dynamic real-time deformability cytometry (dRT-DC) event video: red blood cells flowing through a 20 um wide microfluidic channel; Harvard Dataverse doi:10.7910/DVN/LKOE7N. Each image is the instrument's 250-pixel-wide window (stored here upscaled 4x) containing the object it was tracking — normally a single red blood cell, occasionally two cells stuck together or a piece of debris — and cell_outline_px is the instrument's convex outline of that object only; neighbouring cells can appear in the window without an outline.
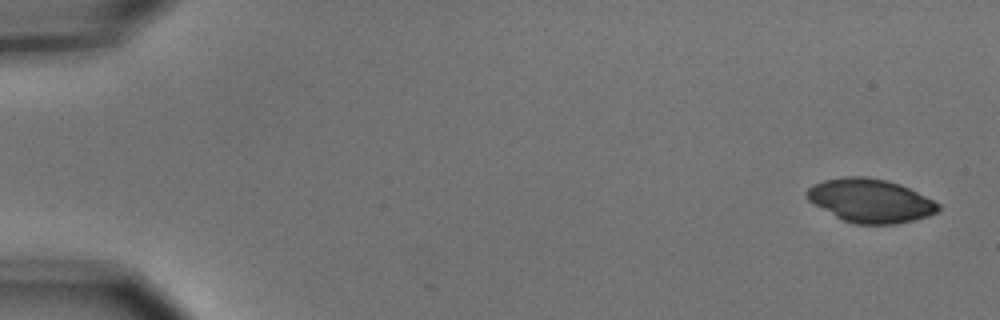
{"species": "common noctule bat (a hibernating species)", "species_latin": "Nyctalus noctula", "temperature_condition": "cold", "stored_images_in_passage": 5, "camera_frame_rate_fps": 3000, "um_per_image_px": 0.085, "animal": {"sex": "male", "body_mass_g": 15.6}, "frame": {"image": 1, "passage_image": 1, "time_ms": 0.0, "image_size_px": [1000, 320], "cell_outline_px": [[940, 208], [936, 212], [928, 216], [916, 220], [896, 224], [852, 224], [836, 216], [808, 200], [804, 192], [812, 184], [824, 180], [844, 176], [864, 176], [884, 180], [900, 184], [940, 204]], "centroid_in_image_um": [73.96, 17.05], "position_along_channel_um": 11.0, "area_um2": 33.18}}